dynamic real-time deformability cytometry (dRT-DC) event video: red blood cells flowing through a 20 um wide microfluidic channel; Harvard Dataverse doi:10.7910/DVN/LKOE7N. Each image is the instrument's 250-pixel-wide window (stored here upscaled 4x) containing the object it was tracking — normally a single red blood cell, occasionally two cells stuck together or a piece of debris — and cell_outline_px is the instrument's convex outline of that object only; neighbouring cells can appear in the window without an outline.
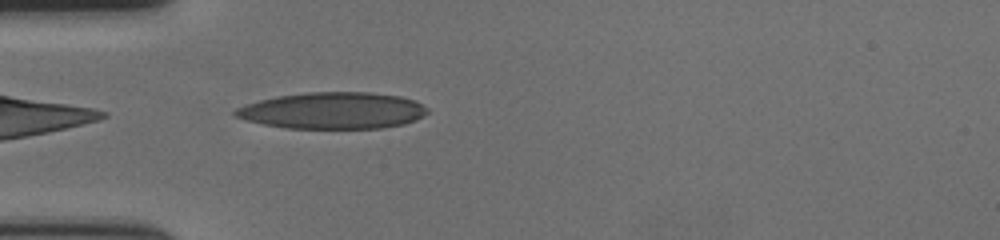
{"species": "human", "species_latin": "Homo sapiens", "temperature_condition": "cold", "stored_images_in_passage": 41, "camera_frame_rate_fps": 3000, "um_per_image_px": 0.085, "donor": {"sex": "female"}, "frame": {"image": 1, "passage_image": 1, "time_ms": 0.0, "image_size_px": [1000, 240], "cell_outline_px": [[428, 112], [416, 120], [404, 124], [384, 128], [288, 128], [264, 124], [244, 120], [232, 116], [232, 112], [236, 108], [260, 100], [276, 96], [304, 92], [368, 92], [400, 96], [412, 100], [428, 108]], "centroid_in_image_um": [28.26, 9.4], "position_along_channel_um": 56.7, "area_um2": 40.98}}
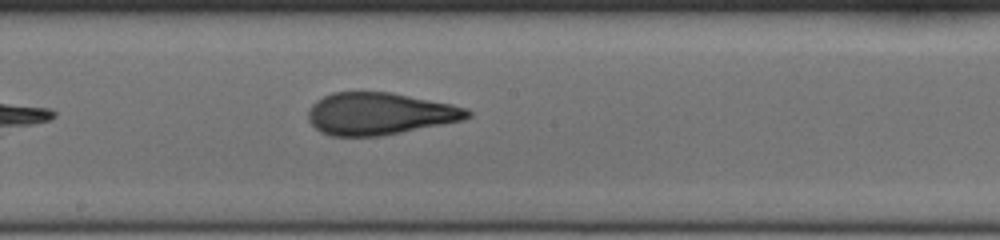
{"frame": {"image": 2, "passage_image": 15, "time_ms": 4.667, "image_size_px": [1000, 240], "cell_outline_px": [[472, 116], [464, 120], [380, 136], [332, 136], [320, 132], [308, 120], [308, 112], [312, 104], [316, 100], [332, 92], [392, 92], [452, 104], [468, 108], [472, 112]], "centroid_in_image_um": [32.28, 9.66], "position_along_channel_um": 215.9, "area_um2": 39.25}}
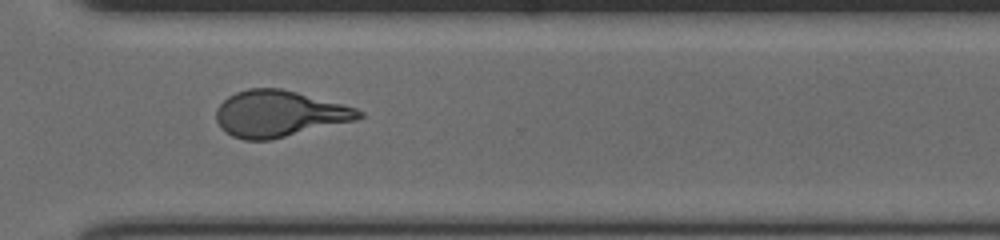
{"frame": {"image": 3, "passage_image": 26, "time_ms": 8.333, "image_size_px": [1000, 240], "cell_outline_px": [[364, 116], [356, 120], [272, 140], [244, 140], [232, 136], [224, 132], [220, 128], [216, 120], [216, 108], [228, 96], [236, 92], [248, 88], [280, 88], [296, 92], [356, 108], [364, 112]], "centroid_in_image_um": [23.69, 9.68], "position_along_channel_um": 346.9, "area_um2": 38.55}, "authors_computed_cell_mechanics": {"area_um2": 38.6104, "velocity_mm_per_s": 3.5652, "shape_relaxation_time_tau1_ms": 9.5922, "shape_relaxation_time_tau2_ms": 1.5941, "deformation_change_tau1": 0.2754, "deformation_change_tau2": 0.1049}}